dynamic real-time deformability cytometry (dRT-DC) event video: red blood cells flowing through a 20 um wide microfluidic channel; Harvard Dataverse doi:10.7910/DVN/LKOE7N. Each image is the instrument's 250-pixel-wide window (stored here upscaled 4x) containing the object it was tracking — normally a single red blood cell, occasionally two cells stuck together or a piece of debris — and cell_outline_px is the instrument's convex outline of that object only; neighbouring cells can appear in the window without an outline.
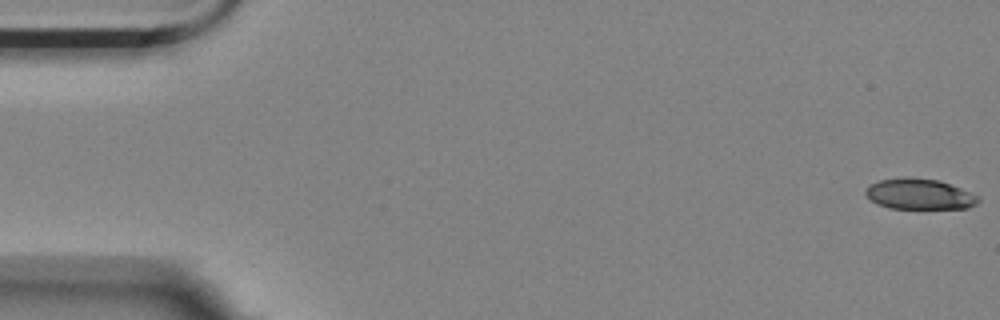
{"species": "Egyptian fruit bat (a non-hibernating species)", "species_latin": "Rousettus aegyptiacus", "temperature_condition": "room temperature", "stored_images_in_passage": 10, "camera_frame_rate_fps": 3000, "um_per_image_px": 0.085, "animal": {"sex": "female"}, "frame": {"image": 1, "passage_image": 1, "time_ms": 0.0, "image_size_px": [1000, 320], "cell_outline_px": [[980, 200], [976, 204], [968, 208], [888, 208], [876, 204], [864, 192], [872, 184], [880, 180], [904, 176], [912, 176], [940, 180], [980, 196]], "centroid_in_image_um": [78.17, 16.48], "position_along_channel_um": 6.8, "area_um2": 20.23}}
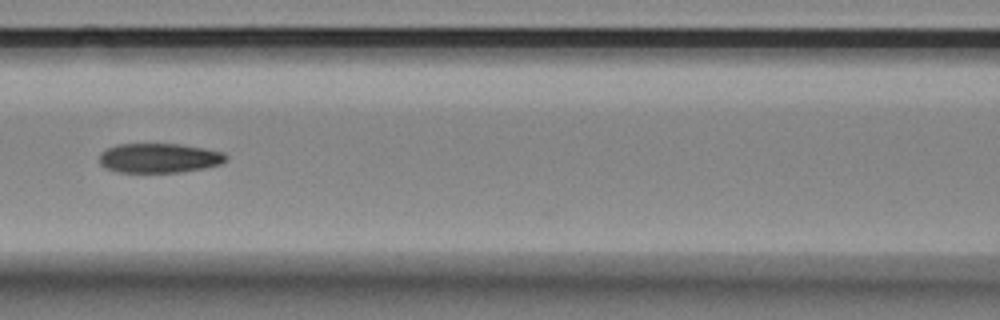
{"frame": {"image": 2, "passage_image": 8, "time_ms": 2.333, "image_size_px": [1000, 320], "cell_outline_px": [[228, 160], [220, 164], [204, 168], [180, 172], [120, 172], [104, 168], [100, 164], [100, 152], [116, 144], [180, 144], [204, 148], [224, 152], [228, 156]], "centroid_in_image_um": [13.54, 13.43], "position_along_channel_um": 153.1, "area_um2": 21.91}}
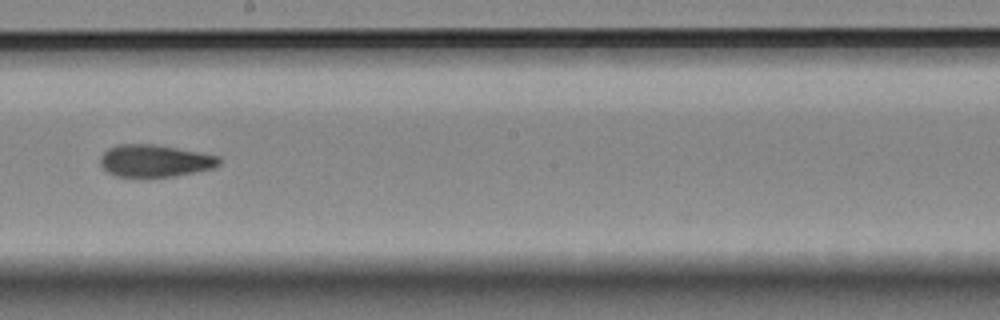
{"frame": {"image": 3, "passage_image": 10, "time_ms": 3.0, "image_size_px": [1000, 320], "cell_outline_px": [[220, 164], [212, 168], [176, 176], [140, 180], [116, 176], [108, 172], [100, 164], [100, 156], [108, 148], [116, 144], [156, 144], [220, 156]], "centroid_in_image_um": [13.12, 13.7], "position_along_channel_um": 235.1, "area_um2": 23.06}}